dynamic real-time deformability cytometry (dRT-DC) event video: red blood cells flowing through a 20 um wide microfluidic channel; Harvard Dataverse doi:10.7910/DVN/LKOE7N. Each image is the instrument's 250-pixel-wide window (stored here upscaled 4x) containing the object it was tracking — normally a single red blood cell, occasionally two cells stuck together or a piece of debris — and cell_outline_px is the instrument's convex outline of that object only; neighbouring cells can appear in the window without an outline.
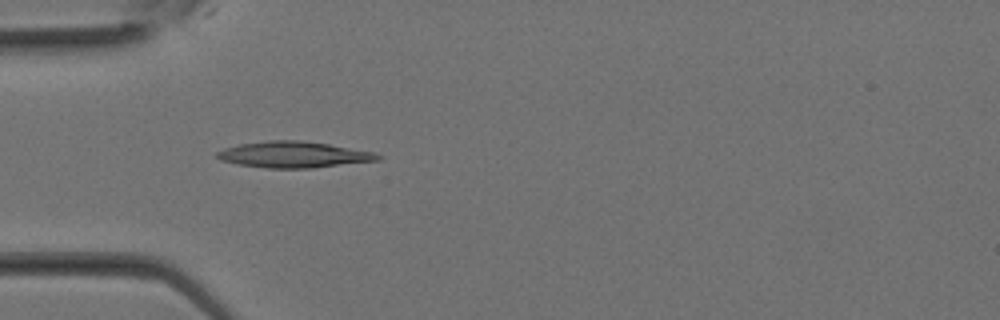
{"species": "Egyptian fruit bat (a non-hibernating species)", "species_latin": "Rousettus aegyptiacus", "temperature_condition": "room temperature", "stored_images_in_passage": 21, "camera_frame_rate_fps": 3000, "um_per_image_px": 0.085, "animal": {"sex": "female"}, "frame": {"image": 1, "passage_image": 8, "time_ms": 2.333, "image_size_px": [1000, 320], "cell_outline_px": [[384, 156], [380, 160], [312, 168], [268, 168], [240, 164], [220, 160], [216, 156], [216, 152], [224, 148], [240, 144], [268, 140], [300, 140], [328, 144], [376, 152]], "centroid_in_image_um": [25.0, 13.14], "position_along_channel_um": 60.0, "area_um2": 24.51}}
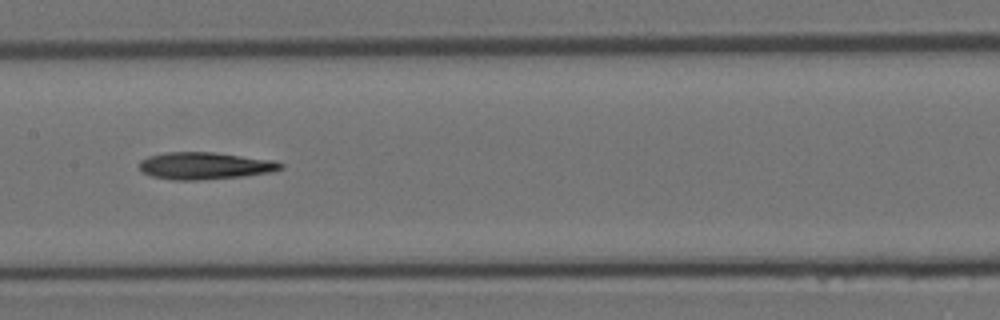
{"frame": {"image": 2, "passage_image": 14, "time_ms": 4.333, "image_size_px": [1000, 320], "cell_outline_px": [[284, 168], [272, 172], [244, 176], [200, 180], [172, 180], [152, 176], [144, 172], [140, 168], [140, 160], [148, 156], [164, 152], [212, 152], [272, 160], [284, 164]], "centroid_in_image_um": [17.42, 14.09], "position_along_channel_um": 190.0, "area_um2": 22.31}}
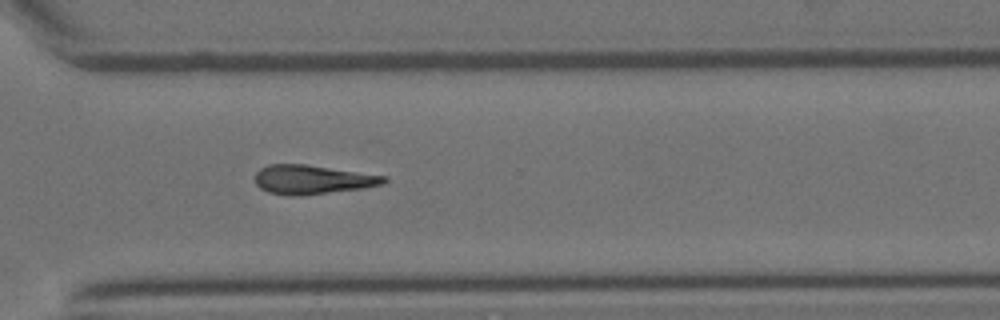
{"frame": {"image": 3, "passage_image": 21, "time_ms": 6.667, "image_size_px": [1000, 320], "cell_outline_px": [[388, 180], [384, 184], [364, 188], [300, 196], [288, 196], [268, 192], [260, 188], [256, 184], [256, 172], [260, 168], [268, 164], [304, 164], [388, 176]], "centroid_in_image_um": [26.56, 15.27], "position_along_channel_um": 344.0, "area_um2": 21.96}}